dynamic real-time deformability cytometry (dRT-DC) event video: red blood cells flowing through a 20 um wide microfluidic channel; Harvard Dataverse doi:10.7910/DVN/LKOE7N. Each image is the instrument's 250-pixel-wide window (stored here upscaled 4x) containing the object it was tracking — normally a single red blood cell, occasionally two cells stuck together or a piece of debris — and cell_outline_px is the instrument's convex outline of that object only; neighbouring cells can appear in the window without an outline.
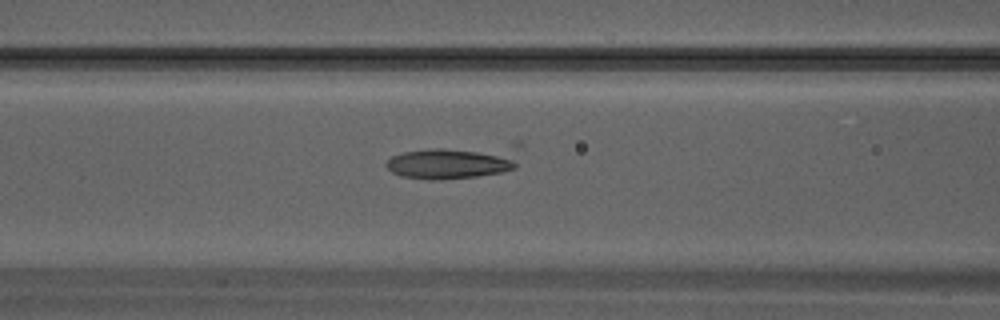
{"species": "Egyptian fruit bat (a non-hibernating species)", "species_latin": "Rousettus aegyptiacus", "temperature_condition": "warm", "stored_images_in_passage": 26, "camera_frame_rate_fps": 3000, "um_per_image_px": 0.085, "animal": {"sex": "male"}, "frame": {"image": 1, "passage_image": 14, "time_ms": 4.333, "image_size_px": [1000, 320], "cell_outline_px": [[524, 144], [516, 168], [500, 172], [476, 176], [440, 180], [428, 180], [400, 176], [392, 172], [384, 164], [392, 156], [404, 152], [428, 148], [512, 140], [520, 140]], "centroid_in_image_um": [38.86, 13.66], "position_along_channel_um": 127.7, "area_um2": 28.32}}
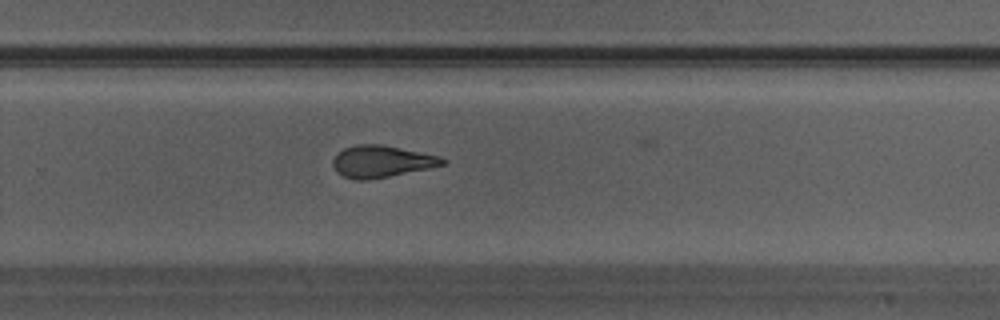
{"frame": {"image": 2, "passage_image": 22, "time_ms": 7.0, "image_size_px": [1000, 320], "cell_outline_px": [[448, 160], [444, 164], [428, 168], [368, 180], [356, 180], [344, 176], [336, 172], [332, 164], [332, 160], [344, 148], [356, 144], [380, 144], [440, 156]], "centroid_in_image_um": [32.41, 13.72], "position_along_channel_um": 297.4, "area_um2": 20.11}}
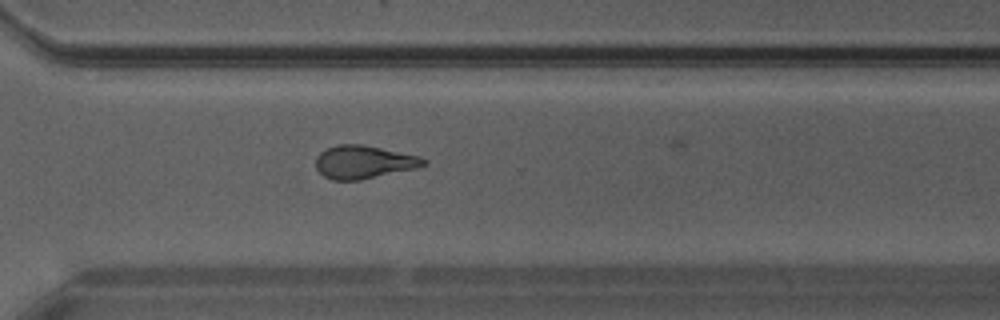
{"frame": {"image": 3, "passage_image": 24, "time_ms": 7.667, "image_size_px": [1000, 320], "cell_outline_px": [[428, 164], [412, 168], [360, 180], [332, 180], [324, 176], [316, 168], [316, 156], [320, 152], [336, 144], [364, 144], [420, 156], [428, 160]], "centroid_in_image_um": [30.9, 13.75], "position_along_channel_um": 339.7, "area_um2": 20.69}}